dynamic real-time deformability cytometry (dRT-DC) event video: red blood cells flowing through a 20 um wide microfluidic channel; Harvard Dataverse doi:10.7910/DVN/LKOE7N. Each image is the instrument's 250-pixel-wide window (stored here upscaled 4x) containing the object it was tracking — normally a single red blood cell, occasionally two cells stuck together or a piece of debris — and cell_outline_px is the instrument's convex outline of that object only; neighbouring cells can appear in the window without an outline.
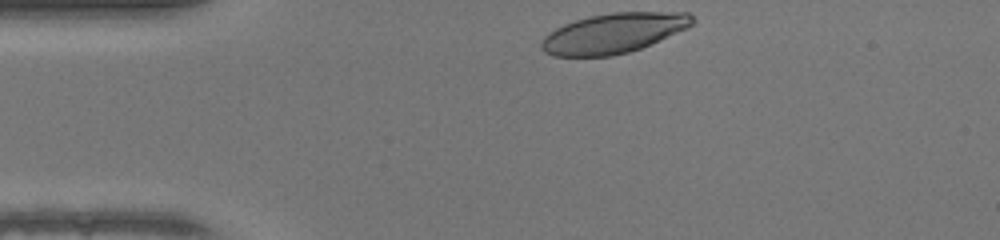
{"species": "human", "species_latin": "Homo sapiens", "temperature_condition": "warm", "stored_images_in_passage": 30, "camera_frame_rate_fps": 3000, "um_per_image_px": 0.085, "donor": {"sex": "female"}, "frame": {"image": 1, "passage_image": 1, "time_ms": 0.0, "image_size_px": [1000, 240], "cell_outline_px": [[696, 20], [688, 28], [640, 48], [628, 52], [612, 56], [552, 56], [544, 52], [540, 48], [540, 44], [544, 36], [556, 28], [564, 24], [588, 16], [612, 12], [688, 12]], "centroid_in_image_um": [52.14, 2.81], "position_along_channel_um": 32.9, "area_um2": 35.14}}
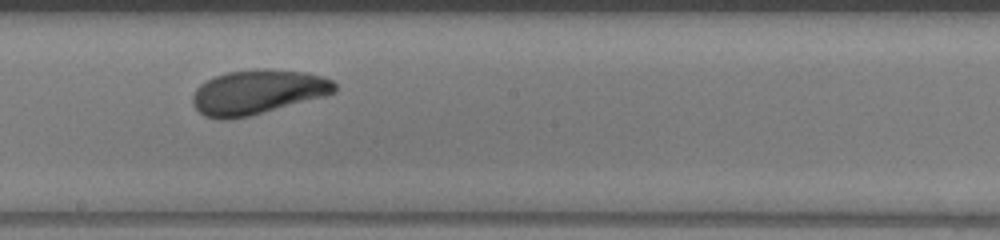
{"frame": {"image": 2, "passage_image": 18, "time_ms": 5.667, "image_size_px": [1000, 240], "cell_outline_px": [[336, 92], [324, 96], [252, 116], [228, 120], [220, 120], [204, 116], [192, 104], [192, 96], [196, 88], [200, 84], [216, 76], [228, 72], [256, 68], [264, 68], [304, 72], [324, 76], [332, 80], [336, 84]], "centroid_in_image_um": [21.89, 7.83], "position_along_channel_um": 226.3, "area_um2": 37.17}}
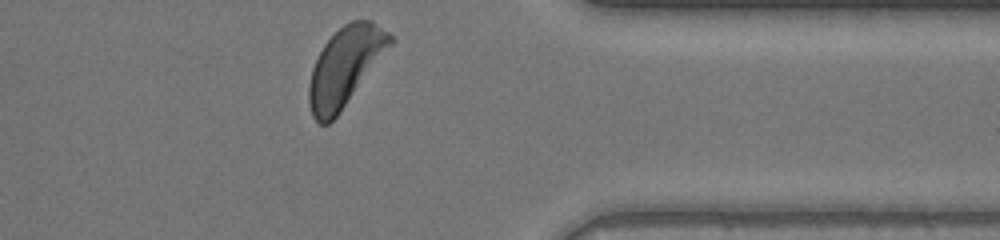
{"frame": {"image": 3, "passage_image": 30, "time_ms": 9.667, "image_size_px": [1000, 240], "cell_outline_px": [[396, 40], [340, 112], [328, 124], [320, 124], [312, 116], [308, 100], [308, 84], [312, 68], [324, 44], [344, 24], [352, 20], [372, 20], [388, 32]], "centroid_in_image_um": [29.34, 5.66], "position_along_channel_um": 382.1, "area_um2": 36.99}, "authors_computed_cell_mechanics": {"area_um2": 36.7319, "velocity_mm_per_s": 4.2379, "shape_relaxation_time_tau1_ms": 4.3161, "shape_relaxation_time_tau2_ms": 3.2847, "deformation_change_tau1": 0.1805, "deformation_change_tau2": 0.0766}}